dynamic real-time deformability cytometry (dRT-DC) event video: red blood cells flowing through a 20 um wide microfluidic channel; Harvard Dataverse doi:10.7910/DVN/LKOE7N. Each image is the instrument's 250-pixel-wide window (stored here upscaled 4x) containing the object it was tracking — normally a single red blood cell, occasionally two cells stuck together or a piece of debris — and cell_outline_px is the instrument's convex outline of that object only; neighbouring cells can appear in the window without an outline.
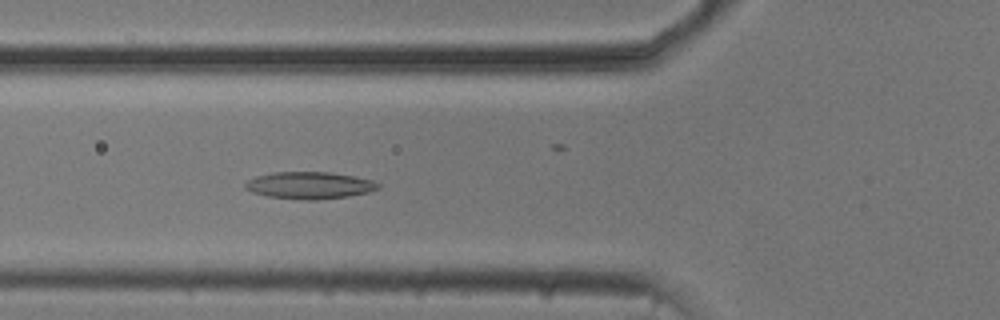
{"species": "common noctule bat (a hibernating species)", "species_latin": "Nyctalus noctula", "temperature_condition": "cold", "stored_images_in_passage": 42, "camera_frame_rate_fps": 3000, "um_per_image_px": 0.085, "animal": {"sex": "male", "body_mass_g": 20.5, "forearm_length_mm": 52.5}, "frame": {"image": 1, "passage_image": 20, "time_ms": 6.333, "image_size_px": [1000, 320], "cell_outline_px": [[380, 188], [368, 192], [348, 196], [316, 200], [304, 200], [268, 196], [252, 192], [244, 188], [244, 184], [248, 180], [256, 176], [272, 172], [332, 172], [372, 180], [380, 184]], "centroid_in_image_um": [26.29, 15.75], "position_along_channel_um": 99.5, "area_um2": 20.92}}
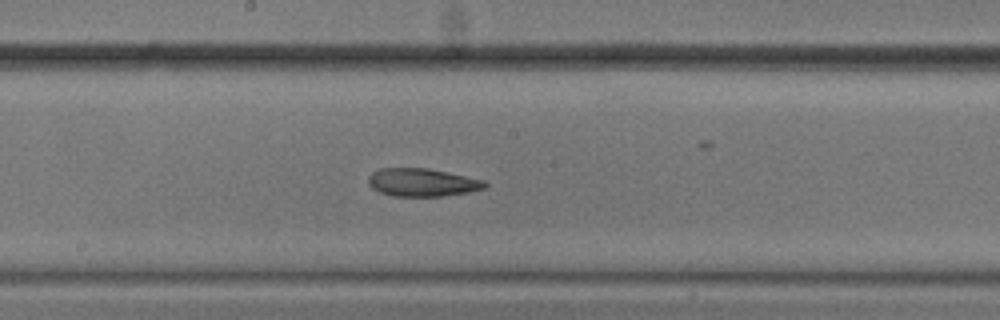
{"frame": {"image": 2, "passage_image": 29, "time_ms": 9.333, "image_size_px": [1000, 320], "cell_outline_px": [[488, 184], [484, 188], [468, 192], [444, 196], [392, 196], [380, 192], [372, 188], [368, 184], [368, 176], [372, 172], [380, 168], [428, 168], [484, 180]], "centroid_in_image_um": [35.86, 15.5], "position_along_channel_um": 212.3, "area_um2": 19.02}}
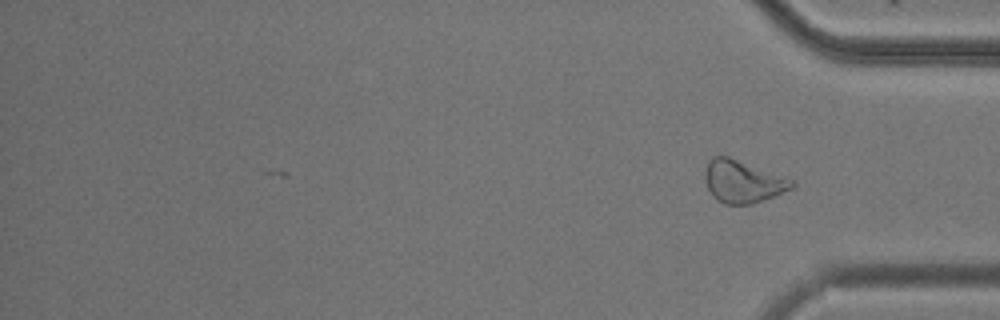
{"frame": {"image": 3, "passage_image": 42, "time_ms": 13.667, "image_size_px": [1000, 320], "cell_outline_px": [[796, 184], [792, 188], [752, 204], [724, 204], [712, 196], [708, 188], [708, 160], [712, 156], [728, 156], [792, 180]], "centroid_in_image_um": [63.14, 15.44], "position_along_channel_um": 372.1, "area_um2": 20.63}, "authors_computed_cell_mechanics": {"area_um2": 19.9121, "velocity_mm_per_s": 3.7328, "shape_relaxation_time_tau1_ms": null, "shape_relaxation_time_tau2_ms": 5.7632, "deformation_change_tau1": null, "deformation_change_tau2": 0.1506}}